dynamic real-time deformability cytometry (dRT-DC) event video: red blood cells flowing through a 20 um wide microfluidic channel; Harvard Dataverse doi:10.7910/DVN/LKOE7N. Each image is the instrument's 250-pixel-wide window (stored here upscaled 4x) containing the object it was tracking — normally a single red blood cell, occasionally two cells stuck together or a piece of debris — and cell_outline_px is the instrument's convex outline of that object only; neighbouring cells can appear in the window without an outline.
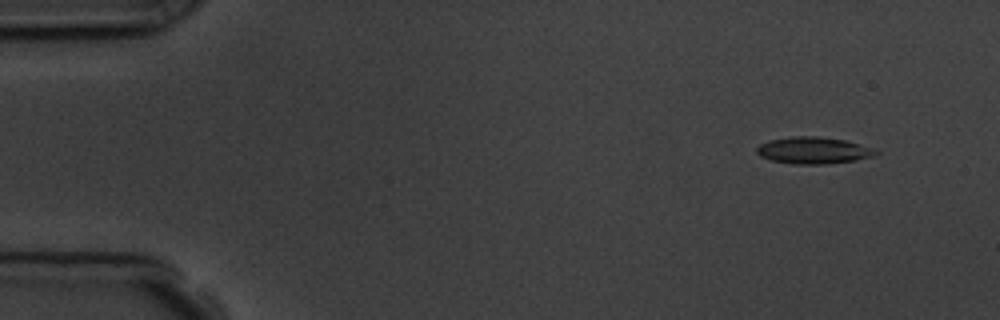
{"species": "common noctule bat (a hibernating species)", "species_latin": "Nyctalus noctula", "temperature_condition": "room temperature", "stored_images_in_passage": 4, "camera_frame_rate_fps": 3000, "um_per_image_px": 0.085, "animal": {"sex": "male", "body_mass_g": 19.5, "forearm_length_mm": 54.6}, "frame": {"image": 1, "passage_image": 1, "time_ms": 0.0, "image_size_px": [1000, 320], "cell_outline_px": [[880, 152], [876, 156], [856, 160], [828, 164], [796, 164], [772, 160], [760, 156], [756, 152], [756, 148], [760, 144], [768, 140], [792, 136], [816, 136], [844, 140], [860, 144], [872, 148]], "centroid_in_image_um": [69.15, 12.78], "position_along_channel_um": 15.8, "area_um2": 18.61}}
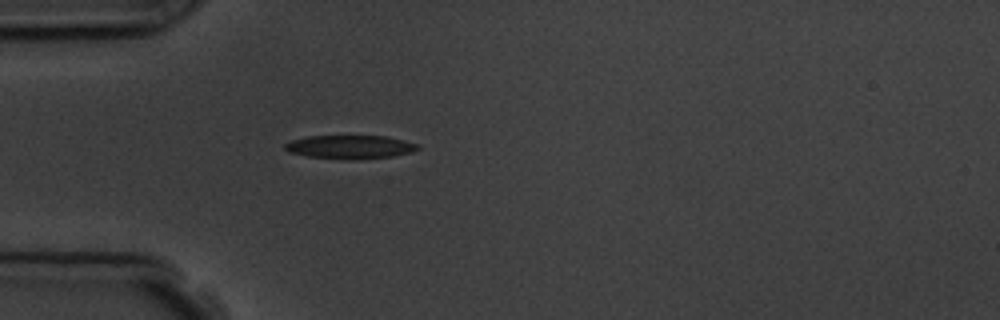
{"frame": {"image": 2, "passage_image": 4, "time_ms": 3.667, "image_size_px": [1000, 320], "cell_outline_px": [[420, 148], [412, 152], [392, 156], [360, 160], [344, 160], [308, 156], [288, 152], [284, 148], [284, 144], [292, 140], [308, 136], [388, 136], [416, 144]], "centroid_in_image_um": [29.74, 12.5], "position_along_channel_um": 55.3, "area_um2": 18.32}}